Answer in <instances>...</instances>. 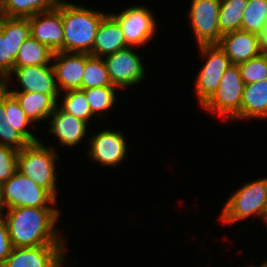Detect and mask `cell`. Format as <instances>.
Returning <instances> with one entry per match:
<instances>
[{
  "instance_id": "cell-1",
  "label": "cell",
  "mask_w": 267,
  "mask_h": 267,
  "mask_svg": "<svg viewBox=\"0 0 267 267\" xmlns=\"http://www.w3.org/2000/svg\"><path fill=\"white\" fill-rule=\"evenodd\" d=\"M6 211L1 215L13 247L66 245L67 239L55 227L59 209L18 207Z\"/></svg>"
},
{
  "instance_id": "cell-2",
  "label": "cell",
  "mask_w": 267,
  "mask_h": 267,
  "mask_svg": "<svg viewBox=\"0 0 267 267\" xmlns=\"http://www.w3.org/2000/svg\"><path fill=\"white\" fill-rule=\"evenodd\" d=\"M107 14L62 0L63 52L90 53L98 26Z\"/></svg>"
},
{
  "instance_id": "cell-3",
  "label": "cell",
  "mask_w": 267,
  "mask_h": 267,
  "mask_svg": "<svg viewBox=\"0 0 267 267\" xmlns=\"http://www.w3.org/2000/svg\"><path fill=\"white\" fill-rule=\"evenodd\" d=\"M58 159L57 152L46 147L41 141L29 143L17 153V170L46 189L57 200L58 178L55 173V163Z\"/></svg>"
},
{
  "instance_id": "cell-4",
  "label": "cell",
  "mask_w": 267,
  "mask_h": 267,
  "mask_svg": "<svg viewBox=\"0 0 267 267\" xmlns=\"http://www.w3.org/2000/svg\"><path fill=\"white\" fill-rule=\"evenodd\" d=\"M250 216L267 221V177L247 182L229 197L223 206L220 219L231 224Z\"/></svg>"
},
{
  "instance_id": "cell-5",
  "label": "cell",
  "mask_w": 267,
  "mask_h": 267,
  "mask_svg": "<svg viewBox=\"0 0 267 267\" xmlns=\"http://www.w3.org/2000/svg\"><path fill=\"white\" fill-rule=\"evenodd\" d=\"M2 201L3 212L18 207L55 208L50 204L55 205L57 202L46 189L18 170L2 184Z\"/></svg>"
},
{
  "instance_id": "cell-6",
  "label": "cell",
  "mask_w": 267,
  "mask_h": 267,
  "mask_svg": "<svg viewBox=\"0 0 267 267\" xmlns=\"http://www.w3.org/2000/svg\"><path fill=\"white\" fill-rule=\"evenodd\" d=\"M244 86L238 65L231 64L224 72L216 92L202 106L203 110L231 121L240 112Z\"/></svg>"
},
{
  "instance_id": "cell-7",
  "label": "cell",
  "mask_w": 267,
  "mask_h": 267,
  "mask_svg": "<svg viewBox=\"0 0 267 267\" xmlns=\"http://www.w3.org/2000/svg\"><path fill=\"white\" fill-rule=\"evenodd\" d=\"M200 55L206 60L196 75L195 93L202 107L216 92L226 69L231 65L229 58L218 44L197 45Z\"/></svg>"
},
{
  "instance_id": "cell-8",
  "label": "cell",
  "mask_w": 267,
  "mask_h": 267,
  "mask_svg": "<svg viewBox=\"0 0 267 267\" xmlns=\"http://www.w3.org/2000/svg\"><path fill=\"white\" fill-rule=\"evenodd\" d=\"M30 35L28 18L0 15V84L13 71L20 46Z\"/></svg>"
},
{
  "instance_id": "cell-9",
  "label": "cell",
  "mask_w": 267,
  "mask_h": 267,
  "mask_svg": "<svg viewBox=\"0 0 267 267\" xmlns=\"http://www.w3.org/2000/svg\"><path fill=\"white\" fill-rule=\"evenodd\" d=\"M220 4L221 0H191V8L187 14L198 45L220 42Z\"/></svg>"
},
{
  "instance_id": "cell-10",
  "label": "cell",
  "mask_w": 267,
  "mask_h": 267,
  "mask_svg": "<svg viewBox=\"0 0 267 267\" xmlns=\"http://www.w3.org/2000/svg\"><path fill=\"white\" fill-rule=\"evenodd\" d=\"M16 77L19 90H9V82ZM9 92H39L50 96L57 104L61 95L58 90L55 72L51 64L40 66L14 67L9 76L1 83Z\"/></svg>"
},
{
  "instance_id": "cell-11",
  "label": "cell",
  "mask_w": 267,
  "mask_h": 267,
  "mask_svg": "<svg viewBox=\"0 0 267 267\" xmlns=\"http://www.w3.org/2000/svg\"><path fill=\"white\" fill-rule=\"evenodd\" d=\"M121 25L129 47L145 45L156 34V20L145 6H130L120 13H110Z\"/></svg>"
},
{
  "instance_id": "cell-12",
  "label": "cell",
  "mask_w": 267,
  "mask_h": 267,
  "mask_svg": "<svg viewBox=\"0 0 267 267\" xmlns=\"http://www.w3.org/2000/svg\"><path fill=\"white\" fill-rule=\"evenodd\" d=\"M112 85L117 88L135 86L143 81L145 67L133 47H127L103 58Z\"/></svg>"
},
{
  "instance_id": "cell-13",
  "label": "cell",
  "mask_w": 267,
  "mask_h": 267,
  "mask_svg": "<svg viewBox=\"0 0 267 267\" xmlns=\"http://www.w3.org/2000/svg\"><path fill=\"white\" fill-rule=\"evenodd\" d=\"M66 245L13 247L0 267H63Z\"/></svg>"
},
{
  "instance_id": "cell-14",
  "label": "cell",
  "mask_w": 267,
  "mask_h": 267,
  "mask_svg": "<svg viewBox=\"0 0 267 267\" xmlns=\"http://www.w3.org/2000/svg\"><path fill=\"white\" fill-rule=\"evenodd\" d=\"M28 22L34 39L47 45L54 53L63 52L62 0L55 9L35 14L28 18Z\"/></svg>"
},
{
  "instance_id": "cell-15",
  "label": "cell",
  "mask_w": 267,
  "mask_h": 267,
  "mask_svg": "<svg viewBox=\"0 0 267 267\" xmlns=\"http://www.w3.org/2000/svg\"><path fill=\"white\" fill-rule=\"evenodd\" d=\"M95 134L89 140L87 152L91 161L103 166H118L127 157L128 151L123 133L105 129Z\"/></svg>"
},
{
  "instance_id": "cell-16",
  "label": "cell",
  "mask_w": 267,
  "mask_h": 267,
  "mask_svg": "<svg viewBox=\"0 0 267 267\" xmlns=\"http://www.w3.org/2000/svg\"><path fill=\"white\" fill-rule=\"evenodd\" d=\"M52 63L58 90L64 92L81 89L85 69V53L55 52Z\"/></svg>"
},
{
  "instance_id": "cell-17",
  "label": "cell",
  "mask_w": 267,
  "mask_h": 267,
  "mask_svg": "<svg viewBox=\"0 0 267 267\" xmlns=\"http://www.w3.org/2000/svg\"><path fill=\"white\" fill-rule=\"evenodd\" d=\"M218 45L225 52L231 64L235 65L262 53L258 46L257 34L243 30L223 34Z\"/></svg>"
},
{
  "instance_id": "cell-18",
  "label": "cell",
  "mask_w": 267,
  "mask_h": 267,
  "mask_svg": "<svg viewBox=\"0 0 267 267\" xmlns=\"http://www.w3.org/2000/svg\"><path fill=\"white\" fill-rule=\"evenodd\" d=\"M129 47L119 22L108 13L98 26L90 55L104 58Z\"/></svg>"
},
{
  "instance_id": "cell-19",
  "label": "cell",
  "mask_w": 267,
  "mask_h": 267,
  "mask_svg": "<svg viewBox=\"0 0 267 267\" xmlns=\"http://www.w3.org/2000/svg\"><path fill=\"white\" fill-rule=\"evenodd\" d=\"M50 131L58 138L61 145L71 147L81 143L87 134L88 123L67 114L58 106L49 116Z\"/></svg>"
},
{
  "instance_id": "cell-20",
  "label": "cell",
  "mask_w": 267,
  "mask_h": 267,
  "mask_svg": "<svg viewBox=\"0 0 267 267\" xmlns=\"http://www.w3.org/2000/svg\"><path fill=\"white\" fill-rule=\"evenodd\" d=\"M267 119V79L245 84L240 112L231 120Z\"/></svg>"
},
{
  "instance_id": "cell-21",
  "label": "cell",
  "mask_w": 267,
  "mask_h": 267,
  "mask_svg": "<svg viewBox=\"0 0 267 267\" xmlns=\"http://www.w3.org/2000/svg\"><path fill=\"white\" fill-rule=\"evenodd\" d=\"M19 101L26 117L33 123L49 120L57 103L48 95L39 92H10Z\"/></svg>"
},
{
  "instance_id": "cell-22",
  "label": "cell",
  "mask_w": 267,
  "mask_h": 267,
  "mask_svg": "<svg viewBox=\"0 0 267 267\" xmlns=\"http://www.w3.org/2000/svg\"><path fill=\"white\" fill-rule=\"evenodd\" d=\"M53 53L47 45L38 42L30 35L20 46L14 67L51 64Z\"/></svg>"
},
{
  "instance_id": "cell-23",
  "label": "cell",
  "mask_w": 267,
  "mask_h": 267,
  "mask_svg": "<svg viewBox=\"0 0 267 267\" xmlns=\"http://www.w3.org/2000/svg\"><path fill=\"white\" fill-rule=\"evenodd\" d=\"M60 0H8L0 15L9 18H29L55 9Z\"/></svg>"
},
{
  "instance_id": "cell-24",
  "label": "cell",
  "mask_w": 267,
  "mask_h": 267,
  "mask_svg": "<svg viewBox=\"0 0 267 267\" xmlns=\"http://www.w3.org/2000/svg\"><path fill=\"white\" fill-rule=\"evenodd\" d=\"M5 117L9 123L29 142L40 141L29 130L32 123L25 115L17 98L4 87Z\"/></svg>"
},
{
  "instance_id": "cell-25",
  "label": "cell",
  "mask_w": 267,
  "mask_h": 267,
  "mask_svg": "<svg viewBox=\"0 0 267 267\" xmlns=\"http://www.w3.org/2000/svg\"><path fill=\"white\" fill-rule=\"evenodd\" d=\"M248 0H221L219 13L220 33L241 30L243 12L247 7Z\"/></svg>"
},
{
  "instance_id": "cell-26",
  "label": "cell",
  "mask_w": 267,
  "mask_h": 267,
  "mask_svg": "<svg viewBox=\"0 0 267 267\" xmlns=\"http://www.w3.org/2000/svg\"><path fill=\"white\" fill-rule=\"evenodd\" d=\"M113 86L103 58L85 53V69L81 89Z\"/></svg>"
},
{
  "instance_id": "cell-27",
  "label": "cell",
  "mask_w": 267,
  "mask_h": 267,
  "mask_svg": "<svg viewBox=\"0 0 267 267\" xmlns=\"http://www.w3.org/2000/svg\"><path fill=\"white\" fill-rule=\"evenodd\" d=\"M62 103L57 106L67 114L90 123L89 119L93 117L92 111L82 89L69 90L64 92Z\"/></svg>"
},
{
  "instance_id": "cell-28",
  "label": "cell",
  "mask_w": 267,
  "mask_h": 267,
  "mask_svg": "<svg viewBox=\"0 0 267 267\" xmlns=\"http://www.w3.org/2000/svg\"><path fill=\"white\" fill-rule=\"evenodd\" d=\"M115 86L93 87L82 89L85 92L86 99L93 115L102 116L106 111H110L116 102Z\"/></svg>"
},
{
  "instance_id": "cell-29",
  "label": "cell",
  "mask_w": 267,
  "mask_h": 267,
  "mask_svg": "<svg viewBox=\"0 0 267 267\" xmlns=\"http://www.w3.org/2000/svg\"><path fill=\"white\" fill-rule=\"evenodd\" d=\"M243 14L241 30L261 32L267 22V0H248Z\"/></svg>"
},
{
  "instance_id": "cell-30",
  "label": "cell",
  "mask_w": 267,
  "mask_h": 267,
  "mask_svg": "<svg viewBox=\"0 0 267 267\" xmlns=\"http://www.w3.org/2000/svg\"><path fill=\"white\" fill-rule=\"evenodd\" d=\"M0 144L10 146L18 151L29 144L5 117L4 86L2 84H0Z\"/></svg>"
},
{
  "instance_id": "cell-31",
  "label": "cell",
  "mask_w": 267,
  "mask_h": 267,
  "mask_svg": "<svg viewBox=\"0 0 267 267\" xmlns=\"http://www.w3.org/2000/svg\"><path fill=\"white\" fill-rule=\"evenodd\" d=\"M241 77L245 84H251L267 79V53L238 64Z\"/></svg>"
},
{
  "instance_id": "cell-32",
  "label": "cell",
  "mask_w": 267,
  "mask_h": 267,
  "mask_svg": "<svg viewBox=\"0 0 267 267\" xmlns=\"http://www.w3.org/2000/svg\"><path fill=\"white\" fill-rule=\"evenodd\" d=\"M18 150L0 144V183L6 182L17 171Z\"/></svg>"
},
{
  "instance_id": "cell-33",
  "label": "cell",
  "mask_w": 267,
  "mask_h": 267,
  "mask_svg": "<svg viewBox=\"0 0 267 267\" xmlns=\"http://www.w3.org/2000/svg\"><path fill=\"white\" fill-rule=\"evenodd\" d=\"M12 249L13 246L8 234L7 224L2 215H0V266L11 254Z\"/></svg>"
},
{
  "instance_id": "cell-34",
  "label": "cell",
  "mask_w": 267,
  "mask_h": 267,
  "mask_svg": "<svg viewBox=\"0 0 267 267\" xmlns=\"http://www.w3.org/2000/svg\"><path fill=\"white\" fill-rule=\"evenodd\" d=\"M258 46L262 53H267V22L261 32L257 33Z\"/></svg>"
},
{
  "instance_id": "cell-35",
  "label": "cell",
  "mask_w": 267,
  "mask_h": 267,
  "mask_svg": "<svg viewBox=\"0 0 267 267\" xmlns=\"http://www.w3.org/2000/svg\"><path fill=\"white\" fill-rule=\"evenodd\" d=\"M3 213L2 184L0 183V215Z\"/></svg>"
},
{
  "instance_id": "cell-36",
  "label": "cell",
  "mask_w": 267,
  "mask_h": 267,
  "mask_svg": "<svg viewBox=\"0 0 267 267\" xmlns=\"http://www.w3.org/2000/svg\"><path fill=\"white\" fill-rule=\"evenodd\" d=\"M8 0H0V10L6 5Z\"/></svg>"
},
{
  "instance_id": "cell-37",
  "label": "cell",
  "mask_w": 267,
  "mask_h": 267,
  "mask_svg": "<svg viewBox=\"0 0 267 267\" xmlns=\"http://www.w3.org/2000/svg\"><path fill=\"white\" fill-rule=\"evenodd\" d=\"M248 267H255V266H248ZM258 267H267V260L261 263V265Z\"/></svg>"
}]
</instances>
